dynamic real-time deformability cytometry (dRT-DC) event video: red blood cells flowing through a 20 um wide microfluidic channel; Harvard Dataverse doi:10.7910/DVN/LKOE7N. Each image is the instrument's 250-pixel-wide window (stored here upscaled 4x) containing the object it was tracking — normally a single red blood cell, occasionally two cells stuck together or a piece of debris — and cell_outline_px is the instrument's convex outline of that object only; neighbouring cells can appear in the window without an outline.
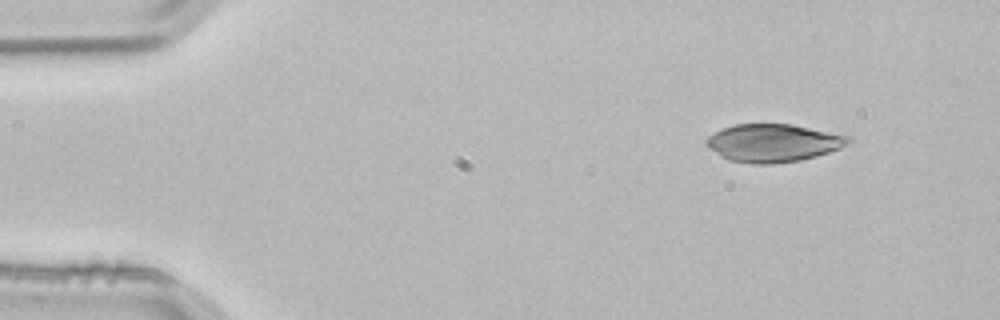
{"species": "common noctule bat (a hibernating species)", "species_latin": "Nyctalus noctula", "temperature_condition": "room temperature", "stored_images_in_passage": 4, "camera_frame_rate_fps": 3000, "um_per_image_px": 0.085, "animal": {"sex": "male", "body_mass_g": 21.5, "forearm_length_mm": 52.0}, "frame": {"image": 1, "passage_image": 1, "time_ms": 0.0, "image_size_px": [1000, 320], "cell_outline_px": [[852, 144], [816, 156], [800, 160], [772, 164], [752, 164], [728, 160], [720, 156], [708, 148], [704, 144], [704, 140], [708, 136], [724, 128], [736, 124], [792, 124], [848, 136], [852, 140]], "centroid_in_image_um": [65.7, 12.16], "position_along_channel_um": 19.3, "area_um2": 31.44}}